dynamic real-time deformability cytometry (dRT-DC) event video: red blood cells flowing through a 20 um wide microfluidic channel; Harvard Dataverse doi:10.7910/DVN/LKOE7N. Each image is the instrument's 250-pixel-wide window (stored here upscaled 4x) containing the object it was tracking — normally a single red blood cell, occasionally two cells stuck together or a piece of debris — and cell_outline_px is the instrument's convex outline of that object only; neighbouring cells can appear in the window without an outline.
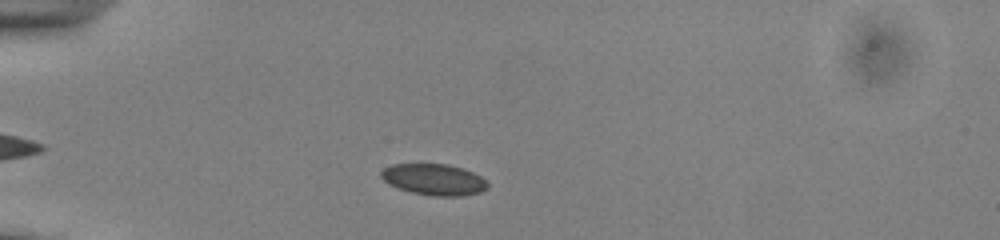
{"species": "common noctule bat (a hibernating species)", "species_latin": "Nyctalus noctula", "temperature_condition": "cold", "stored_images_in_passage": 40, "camera_frame_rate_fps": 3000, "um_per_image_px": 0.085, "animal": {"sex": "male", "body_mass_g": 13.0, "forearm_length_mm": 53.1}, "frame": {"image": 1, "passage_image": 6, "time_ms": 1.667, "image_size_px": [1000, 240], "cell_outline_px": [[488, 188], [480, 192], [464, 196], [432, 196], [412, 192], [388, 184], [380, 176], [380, 172], [384, 168], [392, 164], [448, 164], [464, 168], [480, 176], [488, 184]], "centroid_in_image_um": [36.89, 15.26], "position_along_channel_um": 48.1, "area_um2": 19.42}}
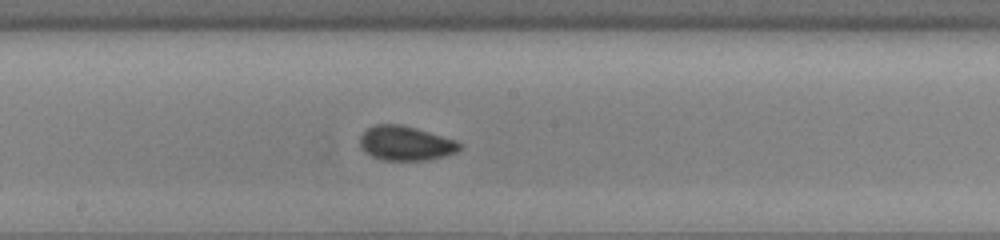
{"frame": {"image": 2, "passage_image": 21, "time_ms": 6.667, "image_size_px": [1000, 240], "cell_outline_px": [[460, 148], [456, 152], [444, 156], [428, 160], [380, 160], [364, 152], [360, 148], [360, 136], [368, 128], [376, 124], [400, 124], [416, 128], [456, 140], [460, 144]], "centroid_in_image_um": [34.45, 12.18], "position_along_channel_um": 213.8, "area_um2": 20.0}}
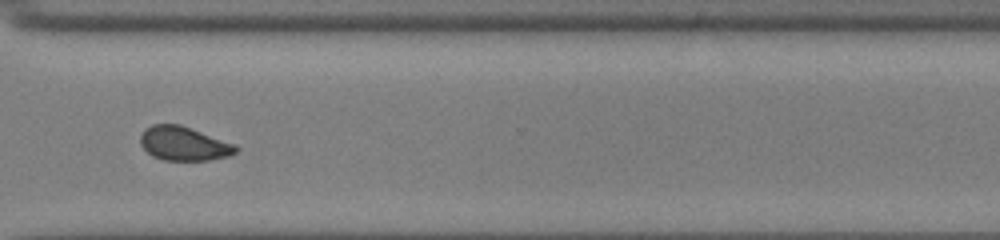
{"frame": {"image": 3, "passage_image": 32, "time_ms": 10.333, "image_size_px": [1000, 240], "cell_outline_px": [[240, 148], [236, 152], [228, 156], [208, 160], [164, 160], [152, 156], [140, 144], [140, 136], [144, 128], [152, 124], [180, 124], [236, 144]], "centroid_in_image_um": [15.62, 12.2], "position_along_channel_um": 355.0, "area_um2": 19.02}, "authors_computed_cell_mechanics": {"area_um2": 19.3341, "velocity_mm_per_s": 3.8478, "shape_relaxation_time_tau1_ms": 1.8031, "shape_relaxation_time_tau2_ms": 1.2356, "deformation_change_tau1": 0.0641, "deformation_change_tau2": 0.0541}}